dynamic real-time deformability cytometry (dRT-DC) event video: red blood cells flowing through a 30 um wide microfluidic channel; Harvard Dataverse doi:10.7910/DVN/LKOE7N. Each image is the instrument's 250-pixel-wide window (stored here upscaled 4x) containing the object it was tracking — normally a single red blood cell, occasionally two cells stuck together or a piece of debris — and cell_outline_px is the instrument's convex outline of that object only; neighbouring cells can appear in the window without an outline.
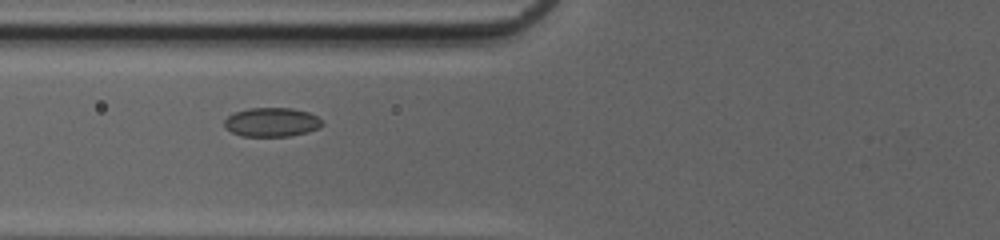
{"species": "common noctule bat (a hibernating species)", "species_latin": "Nyctalus noctula", "temperature_condition": "cold", "stored_images_in_passage": 32, "camera_frame_rate_fps": 3000, "um_per_image_px": 0.085, "animal": {"sex": "female", "body_mass_g": 20.0, "forearm_length_mm": 54.0}, "frame": {"image": 1, "passage_image": 3, "time_ms": 0.667, "image_size_px": [1000, 240], "cell_outline_px": [[324, 124], [320, 128], [308, 132], [288, 136], [240, 136], [224, 128], [224, 120], [232, 112], [248, 108], [292, 108], [308, 112], [316, 116]], "centroid_in_image_um": [23.06, 10.38], "position_along_channel_um": 102.7, "area_um2": 16.7}}
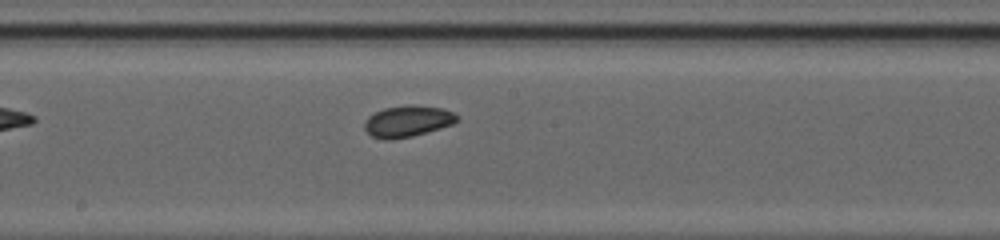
{"frame": {"image": 2, "passage_image": 11, "time_ms": 3.333, "image_size_px": [1000, 240], "cell_outline_px": [[460, 120], [452, 124], [440, 128], [412, 136], [392, 140], [384, 140], [372, 136], [364, 128], [364, 120], [368, 116], [384, 108], [408, 104], [412, 104], [444, 108], [456, 112], [460, 116]], "centroid_in_image_um": [34.68, 10.29], "position_along_channel_um": 213.5, "area_um2": 17.22}}
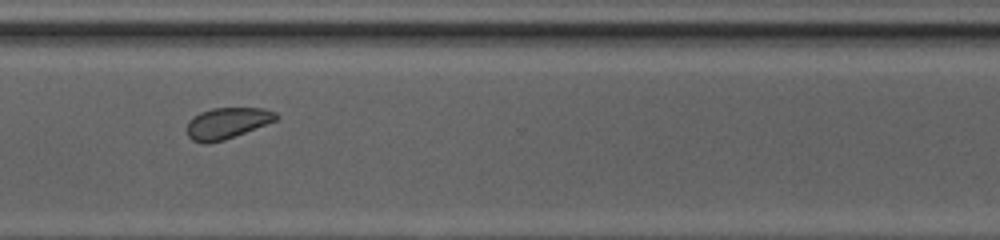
{"frame": {"image": 3, "passage_image": 21, "time_ms": 6.667, "image_size_px": [1000, 240], "cell_outline_px": [[280, 116], [276, 120], [224, 140], [208, 144], [204, 144], [192, 140], [188, 136], [188, 120], [192, 116], [200, 112], [212, 108], [264, 108], [276, 112]], "centroid_in_image_um": [19.29, 10.46], "position_along_channel_um": 351.3, "area_um2": 16.18}, "authors_computed_cell_mechanics": {"area_um2": 16.2418, "velocity_mm_per_s": 4.1367, "shape_relaxation_time_tau1_ms": null, "shape_relaxation_time_tau2_ms": 5.9638, "deformation_change_tau1": null, "deformation_change_tau2": 0.1114}}